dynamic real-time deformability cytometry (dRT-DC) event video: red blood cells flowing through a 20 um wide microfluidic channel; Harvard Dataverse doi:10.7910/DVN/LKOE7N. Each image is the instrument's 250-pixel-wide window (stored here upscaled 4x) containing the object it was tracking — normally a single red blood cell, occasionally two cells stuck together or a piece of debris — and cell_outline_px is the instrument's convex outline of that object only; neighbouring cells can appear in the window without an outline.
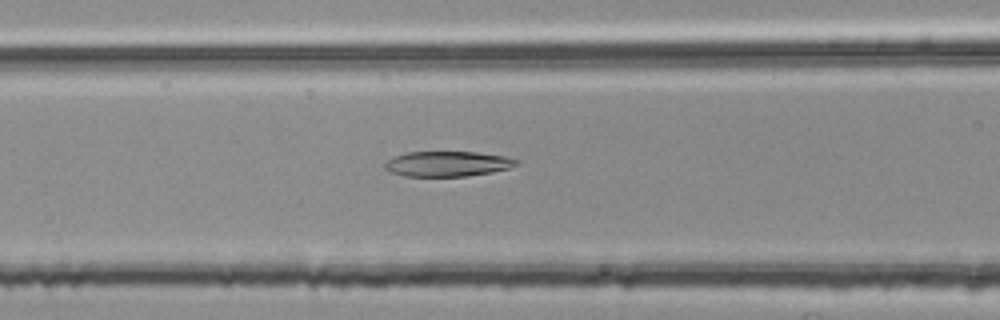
{"species": "common noctule bat (a hibernating species)", "species_latin": "Nyctalus noctula", "temperature_condition": "room temperature", "stored_images_in_passage": 45, "camera_frame_rate_fps": 3000, "um_per_image_px": 0.085, "animal": {"sex": "female", "body_mass_g": 25.1}, "frame": {"image": 1, "passage_image": 13, "time_ms": 4.0, "image_size_px": [1000, 320], "cell_outline_px": [[520, 164], [508, 168], [492, 172], [468, 176], [404, 176], [392, 172], [384, 168], [384, 164], [388, 160], [396, 156], [408, 152], [476, 152], [504, 156], [520, 160]], "centroid_in_image_um": [38.08, 13.93], "position_along_channel_um": 128.5, "area_um2": 19.25}}
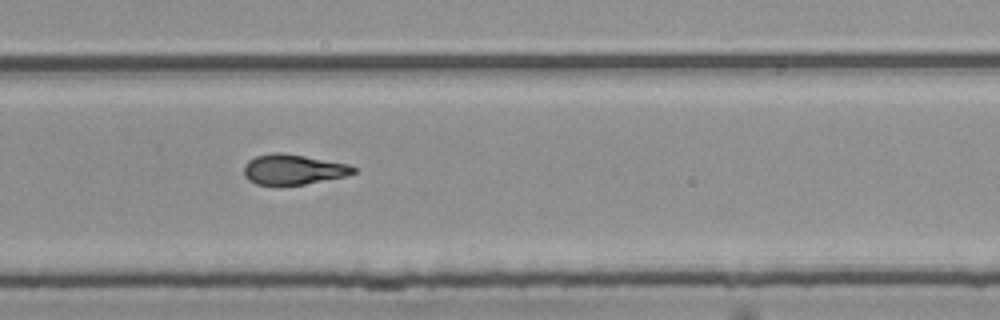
{"frame": {"image": 2, "passage_image": 27, "time_ms": 8.667, "image_size_px": [1000, 320], "cell_outline_px": [[356, 172], [348, 176], [304, 184], [280, 188], [256, 184], [248, 180], [244, 176], [244, 164], [248, 160], [256, 156], [272, 152], [280, 152], [304, 156], [348, 164], [356, 168]], "centroid_in_image_um": [24.87, 14.44], "position_along_channel_um": 304.9, "area_um2": 19.88}}
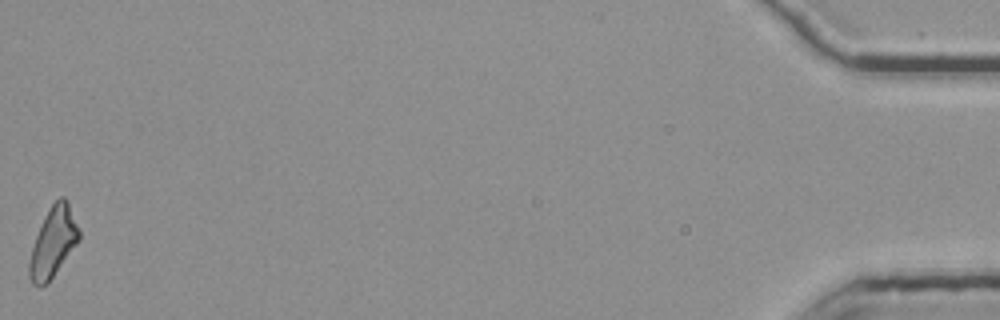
{"frame": {"image": 3, "passage_image": 45, "time_ms": 14.667, "image_size_px": [1000, 320], "cell_outline_px": [[80, 240], [48, 284], [32, 284], [28, 276], [28, 264], [32, 248], [36, 236], [44, 216], [52, 204], [60, 196], [64, 196], [68, 200], [80, 228]], "centroid_in_image_um": [4.54, 20.57], "position_along_channel_um": 430.7, "area_um2": 20.4}, "authors_computed_cell_mechanics": {"area_um2": 19.8254, "velocity_mm_per_s": 3.7818, "shape_relaxation_time_tau1_ms": 10.3026, "shape_relaxation_time_tau2_ms": 7.2667, "deformation_change_tau1": 0.2626, "deformation_change_tau2": 0.1472}}